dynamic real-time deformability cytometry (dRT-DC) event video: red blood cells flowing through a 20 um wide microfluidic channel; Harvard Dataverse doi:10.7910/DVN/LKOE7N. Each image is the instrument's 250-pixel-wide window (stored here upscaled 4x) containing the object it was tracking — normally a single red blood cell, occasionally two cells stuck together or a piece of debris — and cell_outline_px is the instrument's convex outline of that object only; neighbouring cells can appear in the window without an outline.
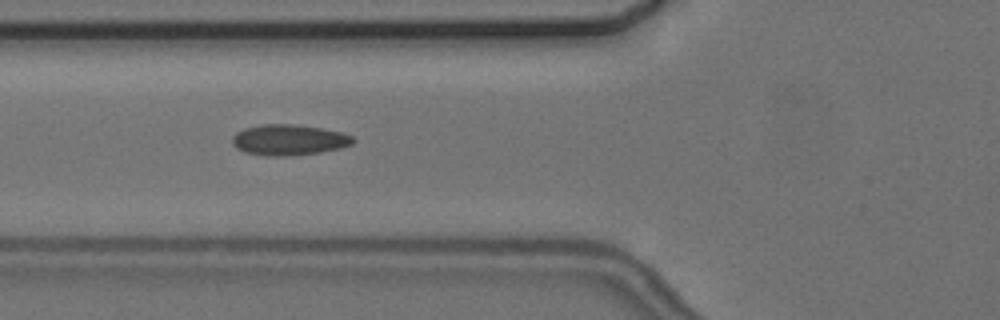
{"species": "common noctule bat (a hibernating species)", "species_latin": "Nyctalus noctula", "temperature_condition": "cold", "stored_images_in_passage": 7, "camera_frame_rate_fps": 3000, "um_per_image_px": 0.085, "animal": {"sex": "female", "body_mass_g": 24.6, "forearm_length_mm": 56.2}, "frame": {"image": 1, "passage_image": 3, "time_ms": 2.333, "image_size_px": [1000, 320], "cell_outline_px": [[356, 140], [352, 144], [340, 148], [320, 152], [288, 156], [268, 156], [244, 152], [236, 148], [232, 144], [232, 136], [236, 132], [244, 128], [264, 124], [292, 124], [320, 128], [340, 132], [352, 136]], "centroid_in_image_um": [24.53, 11.89], "position_along_channel_um": 101.3, "area_um2": 21.62}}
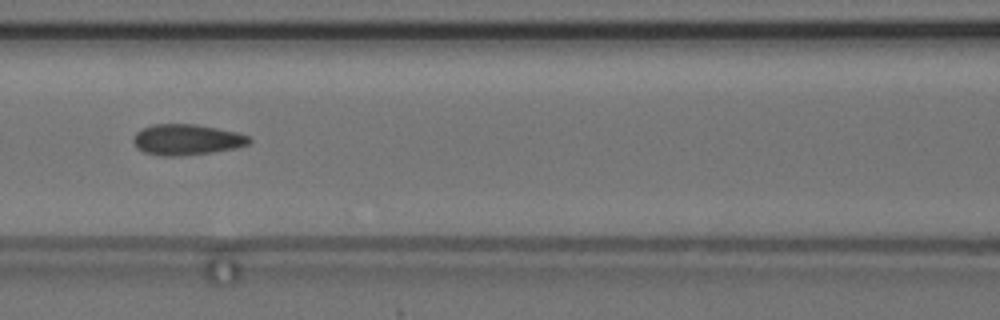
{"frame": {"image": 2, "passage_image": 4, "time_ms": 3.667, "image_size_px": [1000, 320], "cell_outline_px": [[252, 140], [248, 144], [236, 148], [212, 152], [176, 156], [160, 156], [144, 152], [136, 148], [132, 140], [136, 132], [152, 124], [196, 124], [236, 132], [248, 136]], "centroid_in_image_um": [15.84, 11.87], "position_along_channel_um": 150.8, "area_um2": 20.75}}